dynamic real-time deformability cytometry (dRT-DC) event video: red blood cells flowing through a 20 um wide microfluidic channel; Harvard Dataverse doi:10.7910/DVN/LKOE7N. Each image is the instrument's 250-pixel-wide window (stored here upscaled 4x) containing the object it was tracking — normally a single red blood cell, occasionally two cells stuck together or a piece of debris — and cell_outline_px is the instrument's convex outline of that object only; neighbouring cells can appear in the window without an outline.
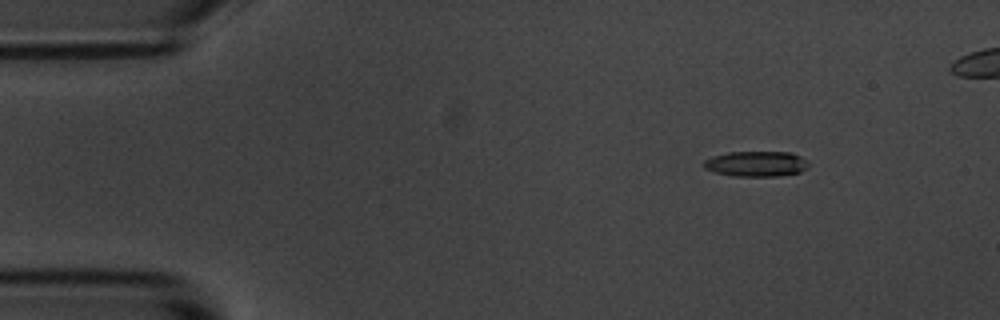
{"species": "common noctule bat (a hibernating species)", "species_latin": "Nyctalus noctula", "temperature_condition": "room temperature", "stored_images_in_passage": 6, "camera_frame_rate_fps": 3000, "um_per_image_px": 0.085, "animal": {"sex": "male", "body_mass_g": 20.1, "forearm_length_mm": 53.5}, "frame": {"image": 1, "passage_image": 1, "time_ms": 0.0, "image_size_px": [1000, 320], "cell_outline_px": [[808, 168], [800, 172], [776, 176], [732, 176], [716, 172], [704, 168], [700, 164], [704, 160], [712, 156], [728, 152], [792, 152], [808, 160]], "centroid_in_image_um": [64.27, 13.92], "position_along_channel_um": 20.7, "area_um2": 15.66}}
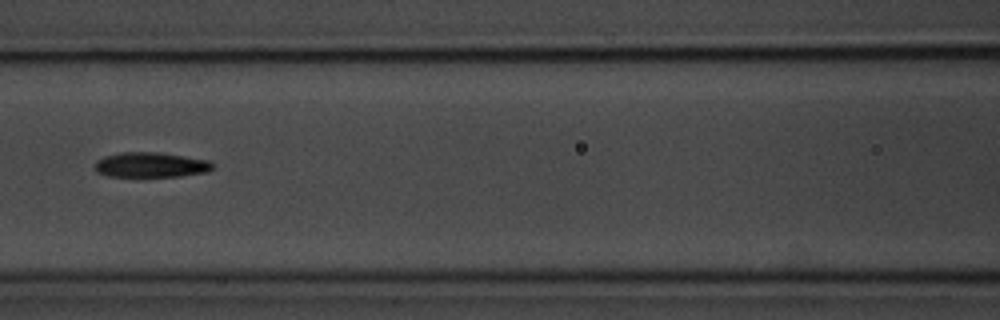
{"frame": {"image": 2, "passage_image": 6, "time_ms": 5.667, "image_size_px": [1000, 320], "cell_outline_px": [[216, 164], [208, 172], [180, 176], [108, 176], [96, 172], [96, 160], [104, 156], [120, 152], [156, 152], [184, 156], [208, 160]], "centroid_in_image_um": [12.83, 14.01], "position_along_channel_um": 153.8, "area_um2": 17.17}}